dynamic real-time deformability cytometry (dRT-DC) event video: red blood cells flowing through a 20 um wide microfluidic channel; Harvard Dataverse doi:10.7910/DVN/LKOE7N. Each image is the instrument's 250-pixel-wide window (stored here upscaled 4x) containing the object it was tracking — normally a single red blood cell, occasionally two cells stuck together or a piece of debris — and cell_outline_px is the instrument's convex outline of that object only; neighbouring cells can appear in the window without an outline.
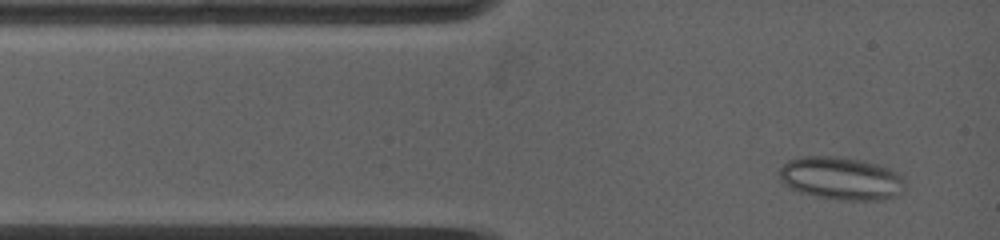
{"species": "common noctule bat (a hibernating species)", "species_latin": "Nyctalus noctula", "temperature_condition": "warm", "stored_images_in_passage": 37, "camera_frame_rate_fps": 5000, "um_per_image_px": 0.085, "animal": {"sex": "female", "body_mass_g": 19.0, "forearm_length_mm": 53.3}, "frame": {"image": 1, "passage_image": 2, "time_ms": 0.4, "image_size_px": [1000, 240], "cell_outline_px": [[904, 192], [896, 196], [884, 200], [840, 200], [816, 196], [800, 192], [784, 184], [780, 180], [776, 172], [788, 160], [800, 156], [836, 156], [864, 160], [880, 164], [904, 172]], "centroid_in_image_um": [71.56, 15.15], "position_along_channel_um": 13.4, "area_um2": 32.31}}
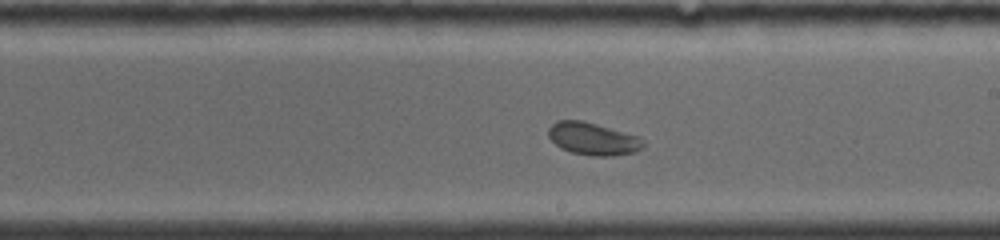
{"frame": {"image": 2, "passage_image": 20, "time_ms": 7.0, "image_size_px": [1000, 240], "cell_outline_px": [[644, 148], [636, 152], [612, 156], [592, 156], [572, 152], [560, 148], [548, 136], [548, 128], [556, 120], [584, 120], [640, 136], [644, 140]], "centroid_in_image_um": [50.43, 11.79], "position_along_channel_um": 238.6, "area_um2": 18.26}}
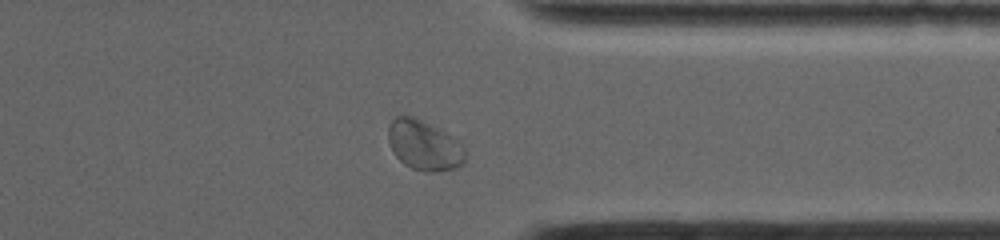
{"frame": {"image": 3, "passage_image": 33, "time_ms": 10.6, "image_size_px": [1000, 240], "cell_outline_px": [[464, 164], [460, 168], [432, 172], [424, 172], [412, 168], [404, 164], [396, 156], [388, 140], [388, 128], [392, 120], [396, 116], [412, 116], [440, 128], [456, 136], [464, 144]], "centroid_in_image_um": [36.11, 12.35], "position_along_channel_um": 375.3, "area_um2": 22.83}, "authors_computed_cell_mechanics": {"area_um2": 18.8428, "velocity_mm_per_s": 3.8785, "shape_relaxation_time_tau1_ms": null, "shape_relaxation_time_tau2_ms": 0.6687, "deformation_change_tau1": null, "deformation_change_tau2": 0.0444}}